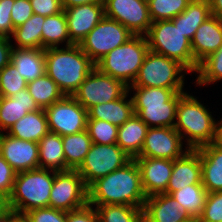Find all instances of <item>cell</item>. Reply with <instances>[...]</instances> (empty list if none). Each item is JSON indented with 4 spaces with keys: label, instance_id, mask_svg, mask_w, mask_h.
I'll return each mask as SVG.
<instances>
[{
    "label": "cell",
    "instance_id": "cell-1",
    "mask_svg": "<svg viewBox=\"0 0 222 222\" xmlns=\"http://www.w3.org/2000/svg\"><path fill=\"white\" fill-rule=\"evenodd\" d=\"M145 195L141 173L135 159L105 177L97 179L88 187V204H119L143 209Z\"/></svg>",
    "mask_w": 222,
    "mask_h": 222
},
{
    "label": "cell",
    "instance_id": "cell-2",
    "mask_svg": "<svg viewBox=\"0 0 222 222\" xmlns=\"http://www.w3.org/2000/svg\"><path fill=\"white\" fill-rule=\"evenodd\" d=\"M65 47L45 49V70L64 95L72 96L95 64L79 44Z\"/></svg>",
    "mask_w": 222,
    "mask_h": 222
},
{
    "label": "cell",
    "instance_id": "cell-3",
    "mask_svg": "<svg viewBox=\"0 0 222 222\" xmlns=\"http://www.w3.org/2000/svg\"><path fill=\"white\" fill-rule=\"evenodd\" d=\"M134 89L132 97L134 113L148 127H174L176 108L183 89L160 87H128Z\"/></svg>",
    "mask_w": 222,
    "mask_h": 222
},
{
    "label": "cell",
    "instance_id": "cell-4",
    "mask_svg": "<svg viewBox=\"0 0 222 222\" xmlns=\"http://www.w3.org/2000/svg\"><path fill=\"white\" fill-rule=\"evenodd\" d=\"M50 172L49 169L39 167L16 174L12 193L9 196L13 214L23 215L35 208L49 207L55 176L54 170Z\"/></svg>",
    "mask_w": 222,
    "mask_h": 222
},
{
    "label": "cell",
    "instance_id": "cell-5",
    "mask_svg": "<svg viewBox=\"0 0 222 222\" xmlns=\"http://www.w3.org/2000/svg\"><path fill=\"white\" fill-rule=\"evenodd\" d=\"M210 113L192 95L184 93L179 98L174 128L181 135L182 140L188 137L186 138L188 149L195 150L212 142L215 120Z\"/></svg>",
    "mask_w": 222,
    "mask_h": 222
},
{
    "label": "cell",
    "instance_id": "cell-6",
    "mask_svg": "<svg viewBox=\"0 0 222 222\" xmlns=\"http://www.w3.org/2000/svg\"><path fill=\"white\" fill-rule=\"evenodd\" d=\"M145 37L149 50L178 61L188 72L197 71L191 41L172 20L152 22Z\"/></svg>",
    "mask_w": 222,
    "mask_h": 222
},
{
    "label": "cell",
    "instance_id": "cell-7",
    "mask_svg": "<svg viewBox=\"0 0 222 222\" xmlns=\"http://www.w3.org/2000/svg\"><path fill=\"white\" fill-rule=\"evenodd\" d=\"M148 51L149 47L145 35H133L123 45L107 53L95 64V67L100 72L119 79L130 86L135 80Z\"/></svg>",
    "mask_w": 222,
    "mask_h": 222
},
{
    "label": "cell",
    "instance_id": "cell-8",
    "mask_svg": "<svg viewBox=\"0 0 222 222\" xmlns=\"http://www.w3.org/2000/svg\"><path fill=\"white\" fill-rule=\"evenodd\" d=\"M182 71L188 72L178 61L149 50L135 80L128 87L183 89L185 79Z\"/></svg>",
    "mask_w": 222,
    "mask_h": 222
},
{
    "label": "cell",
    "instance_id": "cell-9",
    "mask_svg": "<svg viewBox=\"0 0 222 222\" xmlns=\"http://www.w3.org/2000/svg\"><path fill=\"white\" fill-rule=\"evenodd\" d=\"M128 86L121 80L100 72L96 67L86 76L73 98L86 110L123 97Z\"/></svg>",
    "mask_w": 222,
    "mask_h": 222
},
{
    "label": "cell",
    "instance_id": "cell-10",
    "mask_svg": "<svg viewBox=\"0 0 222 222\" xmlns=\"http://www.w3.org/2000/svg\"><path fill=\"white\" fill-rule=\"evenodd\" d=\"M131 159L117 144L93 143L77 171L89 187L97 179L123 167Z\"/></svg>",
    "mask_w": 222,
    "mask_h": 222
},
{
    "label": "cell",
    "instance_id": "cell-11",
    "mask_svg": "<svg viewBox=\"0 0 222 222\" xmlns=\"http://www.w3.org/2000/svg\"><path fill=\"white\" fill-rule=\"evenodd\" d=\"M133 35L118 21L104 16L79 45L91 61L96 64L107 53L123 45Z\"/></svg>",
    "mask_w": 222,
    "mask_h": 222
},
{
    "label": "cell",
    "instance_id": "cell-12",
    "mask_svg": "<svg viewBox=\"0 0 222 222\" xmlns=\"http://www.w3.org/2000/svg\"><path fill=\"white\" fill-rule=\"evenodd\" d=\"M88 204V187L77 170L55 171L49 207L70 212Z\"/></svg>",
    "mask_w": 222,
    "mask_h": 222
},
{
    "label": "cell",
    "instance_id": "cell-13",
    "mask_svg": "<svg viewBox=\"0 0 222 222\" xmlns=\"http://www.w3.org/2000/svg\"><path fill=\"white\" fill-rule=\"evenodd\" d=\"M49 132L60 136L76 134L86 130L87 110L82 107L73 96L65 95L44 109Z\"/></svg>",
    "mask_w": 222,
    "mask_h": 222
},
{
    "label": "cell",
    "instance_id": "cell-14",
    "mask_svg": "<svg viewBox=\"0 0 222 222\" xmlns=\"http://www.w3.org/2000/svg\"><path fill=\"white\" fill-rule=\"evenodd\" d=\"M105 17L124 25L134 35H145L152 21L145 0H105Z\"/></svg>",
    "mask_w": 222,
    "mask_h": 222
},
{
    "label": "cell",
    "instance_id": "cell-15",
    "mask_svg": "<svg viewBox=\"0 0 222 222\" xmlns=\"http://www.w3.org/2000/svg\"><path fill=\"white\" fill-rule=\"evenodd\" d=\"M181 135L174 127H149L140 154L137 157L175 160L189 149H183Z\"/></svg>",
    "mask_w": 222,
    "mask_h": 222
},
{
    "label": "cell",
    "instance_id": "cell-16",
    "mask_svg": "<svg viewBox=\"0 0 222 222\" xmlns=\"http://www.w3.org/2000/svg\"><path fill=\"white\" fill-rule=\"evenodd\" d=\"M0 154L17 173L40 167L37 142L18 139L2 132Z\"/></svg>",
    "mask_w": 222,
    "mask_h": 222
},
{
    "label": "cell",
    "instance_id": "cell-17",
    "mask_svg": "<svg viewBox=\"0 0 222 222\" xmlns=\"http://www.w3.org/2000/svg\"><path fill=\"white\" fill-rule=\"evenodd\" d=\"M68 34L74 44L80 42L105 16L104 3H90L64 9Z\"/></svg>",
    "mask_w": 222,
    "mask_h": 222
},
{
    "label": "cell",
    "instance_id": "cell-18",
    "mask_svg": "<svg viewBox=\"0 0 222 222\" xmlns=\"http://www.w3.org/2000/svg\"><path fill=\"white\" fill-rule=\"evenodd\" d=\"M134 159L141 173V183L145 195L149 197L164 193L172 174L173 160L146 157Z\"/></svg>",
    "mask_w": 222,
    "mask_h": 222
},
{
    "label": "cell",
    "instance_id": "cell-19",
    "mask_svg": "<svg viewBox=\"0 0 222 222\" xmlns=\"http://www.w3.org/2000/svg\"><path fill=\"white\" fill-rule=\"evenodd\" d=\"M143 214L144 222H196L178 201L165 193L147 197Z\"/></svg>",
    "mask_w": 222,
    "mask_h": 222
},
{
    "label": "cell",
    "instance_id": "cell-20",
    "mask_svg": "<svg viewBox=\"0 0 222 222\" xmlns=\"http://www.w3.org/2000/svg\"><path fill=\"white\" fill-rule=\"evenodd\" d=\"M222 46V18L211 15L196 30L191 40L193 57L199 65Z\"/></svg>",
    "mask_w": 222,
    "mask_h": 222
},
{
    "label": "cell",
    "instance_id": "cell-21",
    "mask_svg": "<svg viewBox=\"0 0 222 222\" xmlns=\"http://www.w3.org/2000/svg\"><path fill=\"white\" fill-rule=\"evenodd\" d=\"M193 184H202L201 159L196 150L189 149L181 158L173 160L172 174L164 193L170 195Z\"/></svg>",
    "mask_w": 222,
    "mask_h": 222
},
{
    "label": "cell",
    "instance_id": "cell-22",
    "mask_svg": "<svg viewBox=\"0 0 222 222\" xmlns=\"http://www.w3.org/2000/svg\"><path fill=\"white\" fill-rule=\"evenodd\" d=\"M27 88L11 97L0 96V133L10 127L29 112L39 110Z\"/></svg>",
    "mask_w": 222,
    "mask_h": 222
},
{
    "label": "cell",
    "instance_id": "cell-23",
    "mask_svg": "<svg viewBox=\"0 0 222 222\" xmlns=\"http://www.w3.org/2000/svg\"><path fill=\"white\" fill-rule=\"evenodd\" d=\"M201 159V180L207 193L222 191V148L211 143L195 149Z\"/></svg>",
    "mask_w": 222,
    "mask_h": 222
},
{
    "label": "cell",
    "instance_id": "cell-24",
    "mask_svg": "<svg viewBox=\"0 0 222 222\" xmlns=\"http://www.w3.org/2000/svg\"><path fill=\"white\" fill-rule=\"evenodd\" d=\"M11 63L27 83L34 81L46 73L45 49L14 48Z\"/></svg>",
    "mask_w": 222,
    "mask_h": 222
},
{
    "label": "cell",
    "instance_id": "cell-25",
    "mask_svg": "<svg viewBox=\"0 0 222 222\" xmlns=\"http://www.w3.org/2000/svg\"><path fill=\"white\" fill-rule=\"evenodd\" d=\"M128 93L114 101L89 108L87 119L103 120L120 127L135 114L132 98L126 100Z\"/></svg>",
    "mask_w": 222,
    "mask_h": 222
},
{
    "label": "cell",
    "instance_id": "cell-26",
    "mask_svg": "<svg viewBox=\"0 0 222 222\" xmlns=\"http://www.w3.org/2000/svg\"><path fill=\"white\" fill-rule=\"evenodd\" d=\"M148 128L147 124L134 114L118 128L116 144L134 159L141 152Z\"/></svg>",
    "mask_w": 222,
    "mask_h": 222
},
{
    "label": "cell",
    "instance_id": "cell-27",
    "mask_svg": "<svg viewBox=\"0 0 222 222\" xmlns=\"http://www.w3.org/2000/svg\"><path fill=\"white\" fill-rule=\"evenodd\" d=\"M49 132L44 109L29 112L14 123L7 134L26 141L39 142Z\"/></svg>",
    "mask_w": 222,
    "mask_h": 222
},
{
    "label": "cell",
    "instance_id": "cell-28",
    "mask_svg": "<svg viewBox=\"0 0 222 222\" xmlns=\"http://www.w3.org/2000/svg\"><path fill=\"white\" fill-rule=\"evenodd\" d=\"M40 168L65 171L67 165L63 151L62 136L48 132L38 142Z\"/></svg>",
    "mask_w": 222,
    "mask_h": 222
},
{
    "label": "cell",
    "instance_id": "cell-29",
    "mask_svg": "<svg viewBox=\"0 0 222 222\" xmlns=\"http://www.w3.org/2000/svg\"><path fill=\"white\" fill-rule=\"evenodd\" d=\"M211 16L210 4L208 0H192L187 8L174 17V25L191 41L197 28Z\"/></svg>",
    "mask_w": 222,
    "mask_h": 222
},
{
    "label": "cell",
    "instance_id": "cell-30",
    "mask_svg": "<svg viewBox=\"0 0 222 222\" xmlns=\"http://www.w3.org/2000/svg\"><path fill=\"white\" fill-rule=\"evenodd\" d=\"M63 151L67 170H77L89 152L93 142L87 130L62 136Z\"/></svg>",
    "mask_w": 222,
    "mask_h": 222
},
{
    "label": "cell",
    "instance_id": "cell-31",
    "mask_svg": "<svg viewBox=\"0 0 222 222\" xmlns=\"http://www.w3.org/2000/svg\"><path fill=\"white\" fill-rule=\"evenodd\" d=\"M64 41L66 46L74 44L68 34L67 19L63 10L58 14L45 17L42 25V49L59 47Z\"/></svg>",
    "mask_w": 222,
    "mask_h": 222
},
{
    "label": "cell",
    "instance_id": "cell-32",
    "mask_svg": "<svg viewBox=\"0 0 222 222\" xmlns=\"http://www.w3.org/2000/svg\"><path fill=\"white\" fill-rule=\"evenodd\" d=\"M45 17L33 14L25 23L14 28L16 48L42 49V25Z\"/></svg>",
    "mask_w": 222,
    "mask_h": 222
},
{
    "label": "cell",
    "instance_id": "cell-33",
    "mask_svg": "<svg viewBox=\"0 0 222 222\" xmlns=\"http://www.w3.org/2000/svg\"><path fill=\"white\" fill-rule=\"evenodd\" d=\"M27 90L41 109L51 106L65 96L58 85L46 73L27 83Z\"/></svg>",
    "mask_w": 222,
    "mask_h": 222
},
{
    "label": "cell",
    "instance_id": "cell-34",
    "mask_svg": "<svg viewBox=\"0 0 222 222\" xmlns=\"http://www.w3.org/2000/svg\"><path fill=\"white\" fill-rule=\"evenodd\" d=\"M170 195L196 221L203 212L208 193L202 184H193L186 185L180 190L172 192Z\"/></svg>",
    "mask_w": 222,
    "mask_h": 222
},
{
    "label": "cell",
    "instance_id": "cell-35",
    "mask_svg": "<svg viewBox=\"0 0 222 222\" xmlns=\"http://www.w3.org/2000/svg\"><path fill=\"white\" fill-rule=\"evenodd\" d=\"M98 222H144L143 209L119 205H99L95 208Z\"/></svg>",
    "mask_w": 222,
    "mask_h": 222
},
{
    "label": "cell",
    "instance_id": "cell-36",
    "mask_svg": "<svg viewBox=\"0 0 222 222\" xmlns=\"http://www.w3.org/2000/svg\"><path fill=\"white\" fill-rule=\"evenodd\" d=\"M192 0H149L148 9L152 22L172 20L182 13Z\"/></svg>",
    "mask_w": 222,
    "mask_h": 222
},
{
    "label": "cell",
    "instance_id": "cell-37",
    "mask_svg": "<svg viewBox=\"0 0 222 222\" xmlns=\"http://www.w3.org/2000/svg\"><path fill=\"white\" fill-rule=\"evenodd\" d=\"M199 75L196 83L205 85L222 80V46L213 54L204 59L196 71Z\"/></svg>",
    "mask_w": 222,
    "mask_h": 222
},
{
    "label": "cell",
    "instance_id": "cell-38",
    "mask_svg": "<svg viewBox=\"0 0 222 222\" xmlns=\"http://www.w3.org/2000/svg\"><path fill=\"white\" fill-rule=\"evenodd\" d=\"M118 128L107 121L87 119L86 130L92 142L96 144H116Z\"/></svg>",
    "mask_w": 222,
    "mask_h": 222
},
{
    "label": "cell",
    "instance_id": "cell-39",
    "mask_svg": "<svg viewBox=\"0 0 222 222\" xmlns=\"http://www.w3.org/2000/svg\"><path fill=\"white\" fill-rule=\"evenodd\" d=\"M27 88V82L11 62L0 71V96L11 97Z\"/></svg>",
    "mask_w": 222,
    "mask_h": 222
},
{
    "label": "cell",
    "instance_id": "cell-40",
    "mask_svg": "<svg viewBox=\"0 0 222 222\" xmlns=\"http://www.w3.org/2000/svg\"><path fill=\"white\" fill-rule=\"evenodd\" d=\"M196 222H222V191L208 193L203 212Z\"/></svg>",
    "mask_w": 222,
    "mask_h": 222
},
{
    "label": "cell",
    "instance_id": "cell-41",
    "mask_svg": "<svg viewBox=\"0 0 222 222\" xmlns=\"http://www.w3.org/2000/svg\"><path fill=\"white\" fill-rule=\"evenodd\" d=\"M27 222H66L67 212L52 207L29 210L22 215Z\"/></svg>",
    "mask_w": 222,
    "mask_h": 222
},
{
    "label": "cell",
    "instance_id": "cell-42",
    "mask_svg": "<svg viewBox=\"0 0 222 222\" xmlns=\"http://www.w3.org/2000/svg\"><path fill=\"white\" fill-rule=\"evenodd\" d=\"M15 0H0V37H9L13 34L14 26L11 19V9Z\"/></svg>",
    "mask_w": 222,
    "mask_h": 222
},
{
    "label": "cell",
    "instance_id": "cell-43",
    "mask_svg": "<svg viewBox=\"0 0 222 222\" xmlns=\"http://www.w3.org/2000/svg\"><path fill=\"white\" fill-rule=\"evenodd\" d=\"M33 14L30 0H15L11 9V19L14 28L25 23Z\"/></svg>",
    "mask_w": 222,
    "mask_h": 222
},
{
    "label": "cell",
    "instance_id": "cell-44",
    "mask_svg": "<svg viewBox=\"0 0 222 222\" xmlns=\"http://www.w3.org/2000/svg\"><path fill=\"white\" fill-rule=\"evenodd\" d=\"M34 14L44 17L51 16L62 12L61 0H30Z\"/></svg>",
    "mask_w": 222,
    "mask_h": 222
},
{
    "label": "cell",
    "instance_id": "cell-45",
    "mask_svg": "<svg viewBox=\"0 0 222 222\" xmlns=\"http://www.w3.org/2000/svg\"><path fill=\"white\" fill-rule=\"evenodd\" d=\"M17 172L0 154V191L11 195Z\"/></svg>",
    "mask_w": 222,
    "mask_h": 222
},
{
    "label": "cell",
    "instance_id": "cell-46",
    "mask_svg": "<svg viewBox=\"0 0 222 222\" xmlns=\"http://www.w3.org/2000/svg\"><path fill=\"white\" fill-rule=\"evenodd\" d=\"M66 222H98L96 210L87 204L76 210L67 212Z\"/></svg>",
    "mask_w": 222,
    "mask_h": 222
},
{
    "label": "cell",
    "instance_id": "cell-47",
    "mask_svg": "<svg viewBox=\"0 0 222 222\" xmlns=\"http://www.w3.org/2000/svg\"><path fill=\"white\" fill-rule=\"evenodd\" d=\"M9 37H0V71L11 62L13 45Z\"/></svg>",
    "mask_w": 222,
    "mask_h": 222
},
{
    "label": "cell",
    "instance_id": "cell-48",
    "mask_svg": "<svg viewBox=\"0 0 222 222\" xmlns=\"http://www.w3.org/2000/svg\"><path fill=\"white\" fill-rule=\"evenodd\" d=\"M12 211L9 204V196L0 191V215H11Z\"/></svg>",
    "mask_w": 222,
    "mask_h": 222
},
{
    "label": "cell",
    "instance_id": "cell-49",
    "mask_svg": "<svg viewBox=\"0 0 222 222\" xmlns=\"http://www.w3.org/2000/svg\"><path fill=\"white\" fill-rule=\"evenodd\" d=\"M105 0H61L63 9L90 3H104Z\"/></svg>",
    "mask_w": 222,
    "mask_h": 222
},
{
    "label": "cell",
    "instance_id": "cell-50",
    "mask_svg": "<svg viewBox=\"0 0 222 222\" xmlns=\"http://www.w3.org/2000/svg\"><path fill=\"white\" fill-rule=\"evenodd\" d=\"M211 144L215 147L222 148V119L219 123L215 122L214 137Z\"/></svg>",
    "mask_w": 222,
    "mask_h": 222
},
{
    "label": "cell",
    "instance_id": "cell-51",
    "mask_svg": "<svg viewBox=\"0 0 222 222\" xmlns=\"http://www.w3.org/2000/svg\"><path fill=\"white\" fill-rule=\"evenodd\" d=\"M211 15L222 18V0H208Z\"/></svg>",
    "mask_w": 222,
    "mask_h": 222
},
{
    "label": "cell",
    "instance_id": "cell-52",
    "mask_svg": "<svg viewBox=\"0 0 222 222\" xmlns=\"http://www.w3.org/2000/svg\"><path fill=\"white\" fill-rule=\"evenodd\" d=\"M5 222H27L22 215L11 214Z\"/></svg>",
    "mask_w": 222,
    "mask_h": 222
},
{
    "label": "cell",
    "instance_id": "cell-53",
    "mask_svg": "<svg viewBox=\"0 0 222 222\" xmlns=\"http://www.w3.org/2000/svg\"><path fill=\"white\" fill-rule=\"evenodd\" d=\"M10 215H0V222H5Z\"/></svg>",
    "mask_w": 222,
    "mask_h": 222
}]
</instances>
